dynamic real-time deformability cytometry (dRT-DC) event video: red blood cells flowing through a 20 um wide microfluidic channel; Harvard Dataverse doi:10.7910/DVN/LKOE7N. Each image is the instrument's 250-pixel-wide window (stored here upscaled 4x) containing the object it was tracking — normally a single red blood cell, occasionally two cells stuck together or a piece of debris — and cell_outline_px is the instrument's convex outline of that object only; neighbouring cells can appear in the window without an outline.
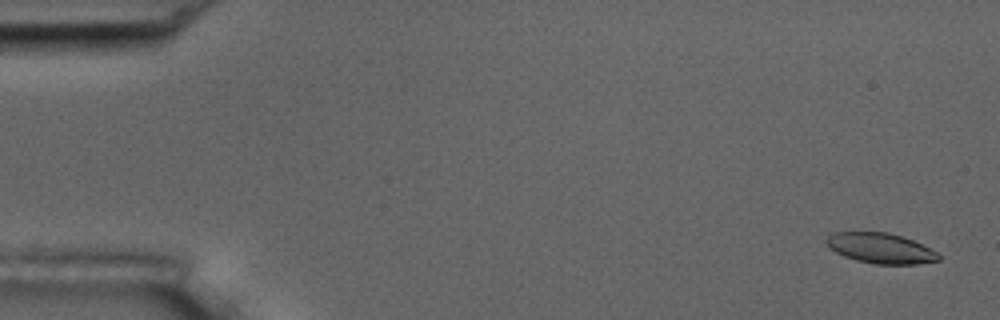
{"species": "common noctule bat (a hibernating species)", "species_latin": "Nyctalus noctula", "temperature_condition": "room temperature", "stored_images_in_passage": 55, "camera_frame_rate_fps": 3000, "um_per_image_px": 0.085, "animal": {"sex": "male", "body_mass_g": 17.5, "forearm_length_mm": 52.3}, "frame": {"image": 1, "passage_image": 2, "time_ms": 0.333, "image_size_px": [1000, 320], "cell_outline_px": [[940, 260], [916, 264], [876, 264], [856, 260], [844, 256], [828, 248], [824, 240], [828, 236], [836, 232], [888, 232], [912, 240], [936, 252], [940, 256]], "centroid_in_image_um": [74.8, 21.1], "position_along_channel_um": 10.2, "area_um2": 19.65}}
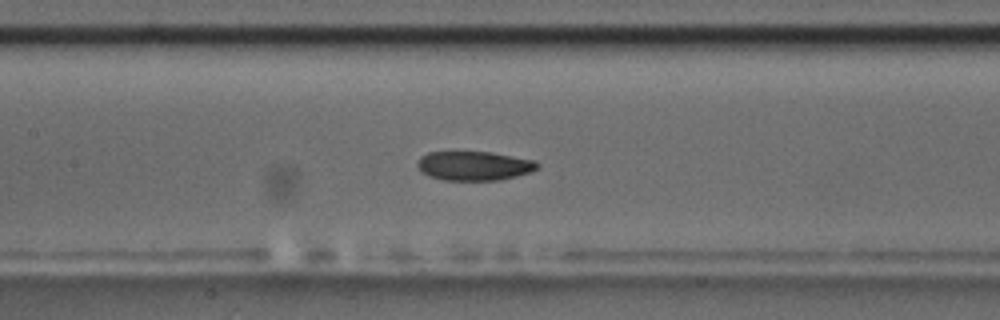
{"frame": {"image": 2, "passage_image": 26, "time_ms": 8.333, "image_size_px": [1000, 320], "cell_outline_px": [[540, 164], [532, 172], [500, 180], [444, 180], [428, 176], [420, 172], [416, 164], [420, 156], [428, 152], [492, 152], [536, 160]], "centroid_in_image_um": [40.29, 14.09], "position_along_channel_um": 167.1, "area_um2": 20.63}}
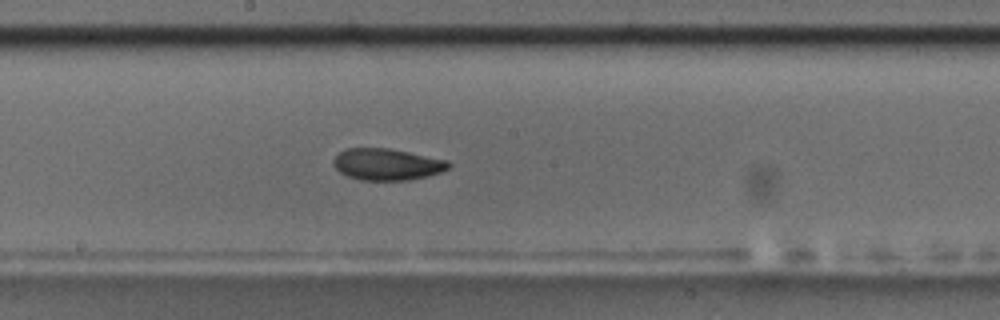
{"frame": {"image": 3, "passage_image": 30, "time_ms": 9.667, "image_size_px": [1000, 320], "cell_outline_px": [[452, 164], [448, 168], [440, 172], [428, 176], [408, 180], [360, 180], [348, 176], [340, 172], [332, 164], [332, 160], [344, 148], [388, 148], [448, 160]], "centroid_in_image_um": [32.88, 13.97], "position_along_channel_um": 215.3, "area_um2": 21.21}, "authors_computed_cell_mechanics": {"area_um2": 21.2704, "velocity_mm_per_s": 3.6459, "shape_relaxation_time_tau1_ms": 5.8878, "shape_relaxation_time_tau2_ms": 2.3803, "deformation_change_tau1": 0.1305, "deformation_change_tau2": 0.062}}